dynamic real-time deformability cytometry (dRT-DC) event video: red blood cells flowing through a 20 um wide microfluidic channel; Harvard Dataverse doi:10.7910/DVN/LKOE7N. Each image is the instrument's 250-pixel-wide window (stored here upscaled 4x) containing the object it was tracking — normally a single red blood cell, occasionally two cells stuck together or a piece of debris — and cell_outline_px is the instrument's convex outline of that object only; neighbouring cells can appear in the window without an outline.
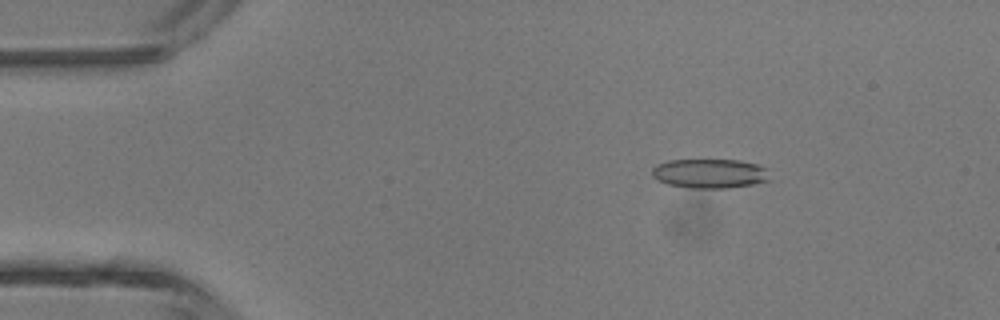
{"species": "common noctule bat (a hibernating species)", "species_latin": "Nyctalus noctula", "temperature_condition": "room temperature", "stored_images_in_passage": 34, "camera_frame_rate_fps": 3000, "um_per_image_px": 0.085, "animal": {"sex": "male", "body_mass_g": 13.3}, "frame": {"image": 1, "passage_image": 7, "time_ms": 2.0, "image_size_px": [1000, 320], "cell_outline_px": [[772, 180], [752, 184], [728, 188], [688, 188], [668, 184], [652, 176], [652, 168], [656, 164], [668, 160], [740, 160], [756, 164], [768, 168]], "centroid_in_image_um": [60.37, 14.74], "position_along_channel_um": 24.6, "area_um2": 20.35}}
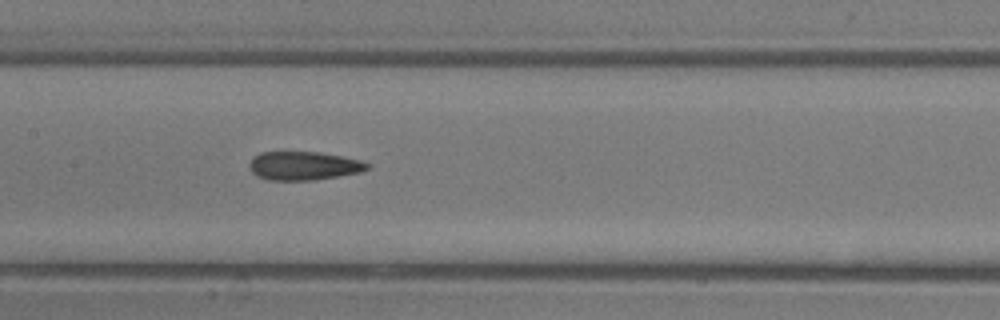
{"frame": {"image": 2, "passage_image": 22, "time_ms": 7.0, "image_size_px": [1000, 320], "cell_outline_px": [[372, 168], [360, 172], [316, 180], [268, 180], [256, 176], [248, 168], [248, 164], [260, 152], [320, 152], [344, 156], [360, 160], [372, 164]], "centroid_in_image_um": [25.86, 14.09], "position_along_channel_um": 181.5, "area_um2": 19.88}}
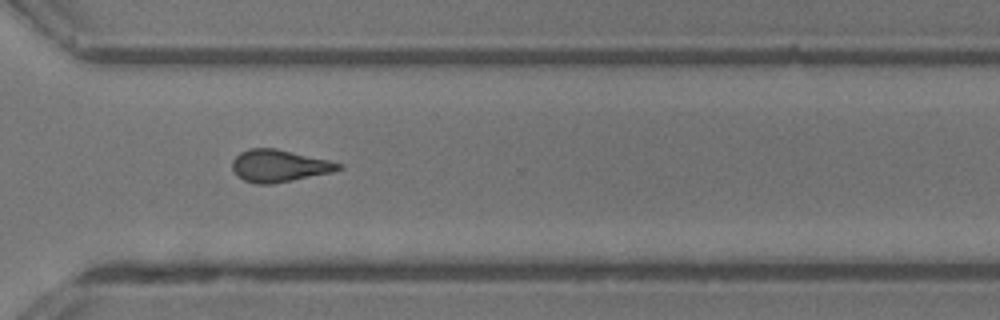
{"frame": {"image": 3, "passage_image": 33, "time_ms": 10.667, "image_size_px": [1000, 320], "cell_outline_px": [[344, 168], [332, 172], [272, 184], [256, 184], [244, 180], [236, 176], [232, 168], [232, 160], [240, 152], [248, 148], [276, 148], [328, 160], [344, 164]], "centroid_in_image_um": [23.71, 14.09], "position_along_channel_um": 346.9, "area_um2": 20.0}}